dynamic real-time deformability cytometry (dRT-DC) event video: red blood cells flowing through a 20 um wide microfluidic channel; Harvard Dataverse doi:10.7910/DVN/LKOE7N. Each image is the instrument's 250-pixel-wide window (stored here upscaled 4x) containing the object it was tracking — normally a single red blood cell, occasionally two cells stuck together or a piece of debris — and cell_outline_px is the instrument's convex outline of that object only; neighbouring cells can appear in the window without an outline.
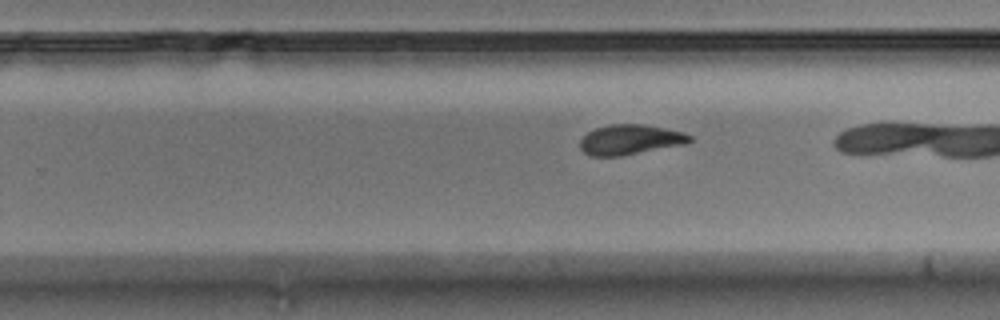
{"species": "Egyptian fruit bat (a non-hibernating species)", "species_latin": "Rousettus aegyptiacus", "temperature_condition": "warm", "stored_images_in_passage": 16, "camera_frame_rate_fps": 3000, "um_per_image_px": 0.085, "animal": {"sex": "male"}, "frame": {"image": 1, "passage_image": 14, "time_ms": 4.333, "image_size_px": [1000, 320], "cell_outline_px": [[692, 140], [688, 144], [620, 156], [588, 156], [580, 148], [580, 140], [588, 132], [596, 128], [608, 124], [644, 124], [684, 132], [692, 136]], "centroid_in_image_um": [53.58, 11.87], "position_along_channel_um": 276.2, "area_um2": 19.36}}